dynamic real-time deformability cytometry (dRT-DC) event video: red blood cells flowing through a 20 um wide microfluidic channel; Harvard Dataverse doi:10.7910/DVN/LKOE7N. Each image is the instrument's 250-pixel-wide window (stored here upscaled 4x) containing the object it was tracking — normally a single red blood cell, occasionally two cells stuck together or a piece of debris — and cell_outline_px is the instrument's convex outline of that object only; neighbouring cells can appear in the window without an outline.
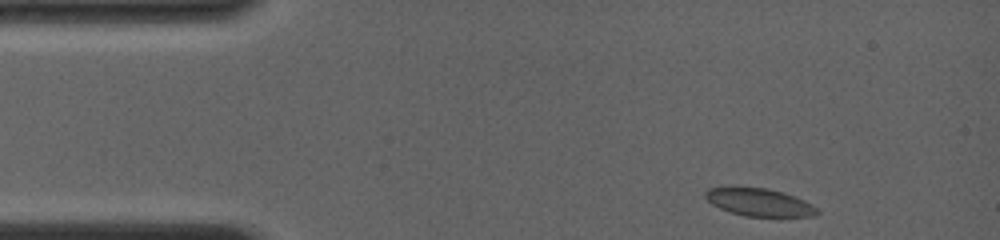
{"species": "common noctule bat (a hibernating species)", "species_latin": "Nyctalus noctula", "temperature_condition": "room temperature", "stored_images_in_passage": 58, "camera_frame_rate_fps": 4000, "um_per_image_px": 0.085, "animal": {"sex": "female", "body_mass_g": 19.0, "forearm_length_mm": 56.7}, "frame": {"image": 1, "passage_image": 1, "time_ms": 0.0, "image_size_px": [1000, 240], "cell_outline_px": [[820, 212], [816, 216], [744, 216], [720, 208], [712, 204], [704, 196], [704, 192], [708, 188], [768, 188], [796, 196], [812, 204]], "centroid_in_image_um": [64.57, 17.2], "position_along_channel_um": 20.4, "area_um2": 17.8}}
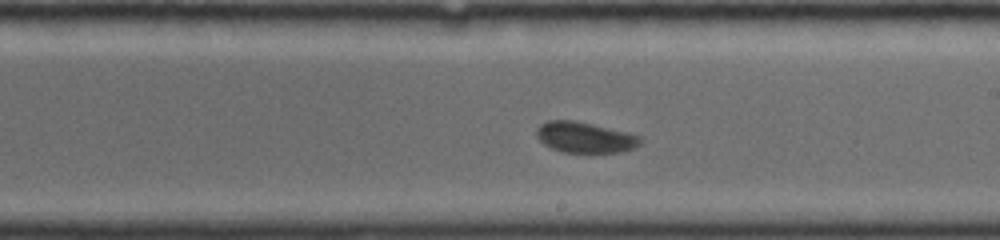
{"frame": {"image": 2, "passage_image": 34, "time_ms": 7.25, "image_size_px": [1000, 240], "cell_outline_px": [[644, 140], [640, 144], [632, 148], [620, 152], [560, 152], [544, 144], [536, 136], [536, 128], [540, 124], [548, 120], [576, 120], [628, 132], [640, 136]], "centroid_in_image_um": [49.71, 11.66], "position_along_channel_um": 239.3, "area_um2": 18.73}}
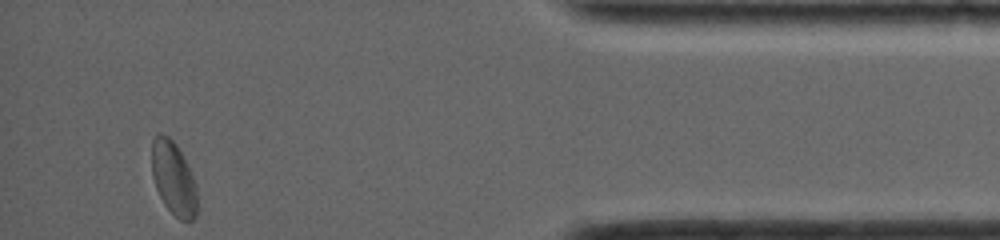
{"frame": {"image": 3, "passage_image": 58, "time_ms": 12.75, "image_size_px": [1000, 240], "cell_outline_px": [[196, 216], [192, 220], [180, 220], [164, 204], [156, 188], [152, 176], [152, 140], [160, 132], [168, 136], [176, 144], [192, 176], [196, 188]], "centroid_in_image_um": [14.72, 15.15], "position_along_channel_um": 420.5, "area_um2": 19.02}, "authors_computed_cell_mechanics": {"area_um2": 18.3515, "velocity_mm_per_s": 3.9964, "shape_relaxation_time_tau1_ms": 3.0998, "shape_relaxation_time_tau2_ms": 2.4117, "deformation_change_tau1": 0.0473, "deformation_change_tau2": 0.0523}}